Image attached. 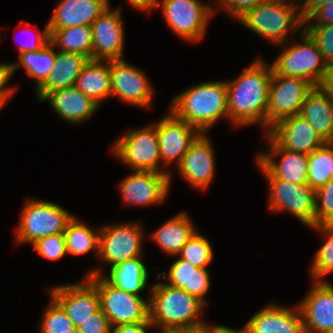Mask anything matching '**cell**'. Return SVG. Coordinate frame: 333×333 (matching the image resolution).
Here are the masks:
<instances>
[{
	"instance_id": "obj_1",
	"label": "cell",
	"mask_w": 333,
	"mask_h": 333,
	"mask_svg": "<svg viewBox=\"0 0 333 333\" xmlns=\"http://www.w3.org/2000/svg\"><path fill=\"white\" fill-rule=\"evenodd\" d=\"M272 75V65L268 67L262 59L257 58L236 80L226 81L228 119L236 126L260 122L266 128Z\"/></svg>"
},
{
	"instance_id": "obj_2",
	"label": "cell",
	"mask_w": 333,
	"mask_h": 333,
	"mask_svg": "<svg viewBox=\"0 0 333 333\" xmlns=\"http://www.w3.org/2000/svg\"><path fill=\"white\" fill-rule=\"evenodd\" d=\"M150 326L182 333L201 332L206 326L198 319L204 303L180 288L167 283L154 284L150 290Z\"/></svg>"
},
{
	"instance_id": "obj_3",
	"label": "cell",
	"mask_w": 333,
	"mask_h": 333,
	"mask_svg": "<svg viewBox=\"0 0 333 333\" xmlns=\"http://www.w3.org/2000/svg\"><path fill=\"white\" fill-rule=\"evenodd\" d=\"M170 110L180 119L204 133L220 117L228 118L225 82H206L193 86L175 97Z\"/></svg>"
},
{
	"instance_id": "obj_4",
	"label": "cell",
	"mask_w": 333,
	"mask_h": 333,
	"mask_svg": "<svg viewBox=\"0 0 333 333\" xmlns=\"http://www.w3.org/2000/svg\"><path fill=\"white\" fill-rule=\"evenodd\" d=\"M99 269L88 272L86 278L96 287L100 309L112 327L127 324H150L149 300L112 285ZM102 275V276H101Z\"/></svg>"
},
{
	"instance_id": "obj_5",
	"label": "cell",
	"mask_w": 333,
	"mask_h": 333,
	"mask_svg": "<svg viewBox=\"0 0 333 333\" xmlns=\"http://www.w3.org/2000/svg\"><path fill=\"white\" fill-rule=\"evenodd\" d=\"M298 8L285 0H266L248 11L239 22L275 44H284L289 30L304 28V19L301 11L297 12Z\"/></svg>"
},
{
	"instance_id": "obj_6",
	"label": "cell",
	"mask_w": 333,
	"mask_h": 333,
	"mask_svg": "<svg viewBox=\"0 0 333 333\" xmlns=\"http://www.w3.org/2000/svg\"><path fill=\"white\" fill-rule=\"evenodd\" d=\"M301 34L302 43H295L284 50L272 63L273 70L278 75L302 78L313 87L320 86L326 74L327 64L310 34L304 28Z\"/></svg>"
},
{
	"instance_id": "obj_7",
	"label": "cell",
	"mask_w": 333,
	"mask_h": 333,
	"mask_svg": "<svg viewBox=\"0 0 333 333\" xmlns=\"http://www.w3.org/2000/svg\"><path fill=\"white\" fill-rule=\"evenodd\" d=\"M73 218L58 204L27 199L17 230V242L35 243L38 239L64 233L67 223Z\"/></svg>"
},
{
	"instance_id": "obj_8",
	"label": "cell",
	"mask_w": 333,
	"mask_h": 333,
	"mask_svg": "<svg viewBox=\"0 0 333 333\" xmlns=\"http://www.w3.org/2000/svg\"><path fill=\"white\" fill-rule=\"evenodd\" d=\"M154 125L123 134L115 141L112 149L115 150L116 156L129 164L132 169L134 168V171L170 174L159 169L161 156L156 125Z\"/></svg>"
},
{
	"instance_id": "obj_9",
	"label": "cell",
	"mask_w": 333,
	"mask_h": 333,
	"mask_svg": "<svg viewBox=\"0 0 333 333\" xmlns=\"http://www.w3.org/2000/svg\"><path fill=\"white\" fill-rule=\"evenodd\" d=\"M260 169L270 182L269 205L271 210H288L306 226H315V191L308 185H296L275 178L258 160Z\"/></svg>"
},
{
	"instance_id": "obj_10",
	"label": "cell",
	"mask_w": 333,
	"mask_h": 333,
	"mask_svg": "<svg viewBox=\"0 0 333 333\" xmlns=\"http://www.w3.org/2000/svg\"><path fill=\"white\" fill-rule=\"evenodd\" d=\"M312 88L302 78L278 75L273 70L266 109V131L280 120L300 114L305 97Z\"/></svg>"
},
{
	"instance_id": "obj_11",
	"label": "cell",
	"mask_w": 333,
	"mask_h": 333,
	"mask_svg": "<svg viewBox=\"0 0 333 333\" xmlns=\"http://www.w3.org/2000/svg\"><path fill=\"white\" fill-rule=\"evenodd\" d=\"M99 257L111 267L126 260L141 257L142 229L127 223L99 228Z\"/></svg>"
},
{
	"instance_id": "obj_12",
	"label": "cell",
	"mask_w": 333,
	"mask_h": 333,
	"mask_svg": "<svg viewBox=\"0 0 333 333\" xmlns=\"http://www.w3.org/2000/svg\"><path fill=\"white\" fill-rule=\"evenodd\" d=\"M162 12L172 30L183 39L199 41L213 13L197 0H163Z\"/></svg>"
},
{
	"instance_id": "obj_13",
	"label": "cell",
	"mask_w": 333,
	"mask_h": 333,
	"mask_svg": "<svg viewBox=\"0 0 333 333\" xmlns=\"http://www.w3.org/2000/svg\"><path fill=\"white\" fill-rule=\"evenodd\" d=\"M111 96L138 107H149L152 87L144 73L123 59L110 60Z\"/></svg>"
},
{
	"instance_id": "obj_14",
	"label": "cell",
	"mask_w": 333,
	"mask_h": 333,
	"mask_svg": "<svg viewBox=\"0 0 333 333\" xmlns=\"http://www.w3.org/2000/svg\"><path fill=\"white\" fill-rule=\"evenodd\" d=\"M92 27V60L122 59L124 28L119 8L105 9Z\"/></svg>"
},
{
	"instance_id": "obj_15",
	"label": "cell",
	"mask_w": 333,
	"mask_h": 333,
	"mask_svg": "<svg viewBox=\"0 0 333 333\" xmlns=\"http://www.w3.org/2000/svg\"><path fill=\"white\" fill-rule=\"evenodd\" d=\"M50 293L76 328L100 309L98 291L87 278L82 284L72 283L51 288Z\"/></svg>"
},
{
	"instance_id": "obj_16",
	"label": "cell",
	"mask_w": 333,
	"mask_h": 333,
	"mask_svg": "<svg viewBox=\"0 0 333 333\" xmlns=\"http://www.w3.org/2000/svg\"><path fill=\"white\" fill-rule=\"evenodd\" d=\"M313 288L298 305L305 333H333V286L315 281Z\"/></svg>"
},
{
	"instance_id": "obj_17",
	"label": "cell",
	"mask_w": 333,
	"mask_h": 333,
	"mask_svg": "<svg viewBox=\"0 0 333 333\" xmlns=\"http://www.w3.org/2000/svg\"><path fill=\"white\" fill-rule=\"evenodd\" d=\"M156 131L162 163L167 165L177 159V167L191 143L200 134L194 126L178 118L171 110L169 115L156 125Z\"/></svg>"
},
{
	"instance_id": "obj_18",
	"label": "cell",
	"mask_w": 333,
	"mask_h": 333,
	"mask_svg": "<svg viewBox=\"0 0 333 333\" xmlns=\"http://www.w3.org/2000/svg\"><path fill=\"white\" fill-rule=\"evenodd\" d=\"M170 174L149 171H134L120 184L124 202L136 205H151L164 201L170 187Z\"/></svg>"
},
{
	"instance_id": "obj_19",
	"label": "cell",
	"mask_w": 333,
	"mask_h": 333,
	"mask_svg": "<svg viewBox=\"0 0 333 333\" xmlns=\"http://www.w3.org/2000/svg\"><path fill=\"white\" fill-rule=\"evenodd\" d=\"M267 133L282 148L307 155L325 143L299 114L280 120Z\"/></svg>"
},
{
	"instance_id": "obj_20",
	"label": "cell",
	"mask_w": 333,
	"mask_h": 333,
	"mask_svg": "<svg viewBox=\"0 0 333 333\" xmlns=\"http://www.w3.org/2000/svg\"><path fill=\"white\" fill-rule=\"evenodd\" d=\"M207 136L200 133L191 143L178 168L189 184L205 189L213 178L214 154Z\"/></svg>"
},
{
	"instance_id": "obj_21",
	"label": "cell",
	"mask_w": 333,
	"mask_h": 333,
	"mask_svg": "<svg viewBox=\"0 0 333 333\" xmlns=\"http://www.w3.org/2000/svg\"><path fill=\"white\" fill-rule=\"evenodd\" d=\"M271 153L258 155L257 160L277 179L296 185L307 184L308 155L282 148L267 132ZM282 155L280 163L273 156Z\"/></svg>"
},
{
	"instance_id": "obj_22",
	"label": "cell",
	"mask_w": 333,
	"mask_h": 333,
	"mask_svg": "<svg viewBox=\"0 0 333 333\" xmlns=\"http://www.w3.org/2000/svg\"><path fill=\"white\" fill-rule=\"evenodd\" d=\"M270 304L245 324L248 333H305L301 311Z\"/></svg>"
},
{
	"instance_id": "obj_23",
	"label": "cell",
	"mask_w": 333,
	"mask_h": 333,
	"mask_svg": "<svg viewBox=\"0 0 333 333\" xmlns=\"http://www.w3.org/2000/svg\"><path fill=\"white\" fill-rule=\"evenodd\" d=\"M109 0H62L48 21V29L91 26L109 7Z\"/></svg>"
},
{
	"instance_id": "obj_24",
	"label": "cell",
	"mask_w": 333,
	"mask_h": 333,
	"mask_svg": "<svg viewBox=\"0 0 333 333\" xmlns=\"http://www.w3.org/2000/svg\"><path fill=\"white\" fill-rule=\"evenodd\" d=\"M324 142H333V94L321 86L306 95L300 114Z\"/></svg>"
},
{
	"instance_id": "obj_25",
	"label": "cell",
	"mask_w": 333,
	"mask_h": 333,
	"mask_svg": "<svg viewBox=\"0 0 333 333\" xmlns=\"http://www.w3.org/2000/svg\"><path fill=\"white\" fill-rule=\"evenodd\" d=\"M88 60L89 58L77 53L56 51L53 69L46 80L36 88L38 98L43 100L53 91L75 86L77 77Z\"/></svg>"
},
{
	"instance_id": "obj_26",
	"label": "cell",
	"mask_w": 333,
	"mask_h": 333,
	"mask_svg": "<svg viewBox=\"0 0 333 333\" xmlns=\"http://www.w3.org/2000/svg\"><path fill=\"white\" fill-rule=\"evenodd\" d=\"M44 100H49L56 113L62 119L71 123L85 121L92 116L99 106L75 86L53 91Z\"/></svg>"
},
{
	"instance_id": "obj_27",
	"label": "cell",
	"mask_w": 333,
	"mask_h": 333,
	"mask_svg": "<svg viewBox=\"0 0 333 333\" xmlns=\"http://www.w3.org/2000/svg\"><path fill=\"white\" fill-rule=\"evenodd\" d=\"M89 59L79 76L75 87L98 105L107 97H111L110 60Z\"/></svg>"
},
{
	"instance_id": "obj_28",
	"label": "cell",
	"mask_w": 333,
	"mask_h": 333,
	"mask_svg": "<svg viewBox=\"0 0 333 333\" xmlns=\"http://www.w3.org/2000/svg\"><path fill=\"white\" fill-rule=\"evenodd\" d=\"M196 231L187 214L181 213L162 224L152 238L165 252L177 255Z\"/></svg>"
},
{
	"instance_id": "obj_29",
	"label": "cell",
	"mask_w": 333,
	"mask_h": 333,
	"mask_svg": "<svg viewBox=\"0 0 333 333\" xmlns=\"http://www.w3.org/2000/svg\"><path fill=\"white\" fill-rule=\"evenodd\" d=\"M112 285L134 295L144 290L148 273L141 257L126 260L110 268L109 277H105Z\"/></svg>"
},
{
	"instance_id": "obj_30",
	"label": "cell",
	"mask_w": 333,
	"mask_h": 333,
	"mask_svg": "<svg viewBox=\"0 0 333 333\" xmlns=\"http://www.w3.org/2000/svg\"><path fill=\"white\" fill-rule=\"evenodd\" d=\"M50 42L63 52L77 53L92 59V27L73 26L64 29H49Z\"/></svg>"
},
{
	"instance_id": "obj_31",
	"label": "cell",
	"mask_w": 333,
	"mask_h": 333,
	"mask_svg": "<svg viewBox=\"0 0 333 333\" xmlns=\"http://www.w3.org/2000/svg\"><path fill=\"white\" fill-rule=\"evenodd\" d=\"M55 46L49 42L39 51H26L19 55V61L9 63L10 78L19 66H24L26 73L36 78L37 88L46 80L49 72L53 69L55 61Z\"/></svg>"
},
{
	"instance_id": "obj_32",
	"label": "cell",
	"mask_w": 333,
	"mask_h": 333,
	"mask_svg": "<svg viewBox=\"0 0 333 333\" xmlns=\"http://www.w3.org/2000/svg\"><path fill=\"white\" fill-rule=\"evenodd\" d=\"M99 233L100 229L93 231L73 216L64 231L67 254L82 255L92 249L99 254Z\"/></svg>"
},
{
	"instance_id": "obj_33",
	"label": "cell",
	"mask_w": 333,
	"mask_h": 333,
	"mask_svg": "<svg viewBox=\"0 0 333 333\" xmlns=\"http://www.w3.org/2000/svg\"><path fill=\"white\" fill-rule=\"evenodd\" d=\"M333 179V142H325L308 155L307 184L318 190Z\"/></svg>"
},
{
	"instance_id": "obj_34",
	"label": "cell",
	"mask_w": 333,
	"mask_h": 333,
	"mask_svg": "<svg viewBox=\"0 0 333 333\" xmlns=\"http://www.w3.org/2000/svg\"><path fill=\"white\" fill-rule=\"evenodd\" d=\"M314 230L322 231L327 236L326 242L314 256L311 274L315 281H323L324 276L333 273V224L315 225Z\"/></svg>"
},
{
	"instance_id": "obj_35",
	"label": "cell",
	"mask_w": 333,
	"mask_h": 333,
	"mask_svg": "<svg viewBox=\"0 0 333 333\" xmlns=\"http://www.w3.org/2000/svg\"><path fill=\"white\" fill-rule=\"evenodd\" d=\"M179 258L198 268H206L213 258L209 240L196 231L179 252Z\"/></svg>"
},
{
	"instance_id": "obj_36",
	"label": "cell",
	"mask_w": 333,
	"mask_h": 333,
	"mask_svg": "<svg viewBox=\"0 0 333 333\" xmlns=\"http://www.w3.org/2000/svg\"><path fill=\"white\" fill-rule=\"evenodd\" d=\"M51 304L44 312L41 332L42 333H79L73 326L61 305L51 297Z\"/></svg>"
},
{
	"instance_id": "obj_37",
	"label": "cell",
	"mask_w": 333,
	"mask_h": 333,
	"mask_svg": "<svg viewBox=\"0 0 333 333\" xmlns=\"http://www.w3.org/2000/svg\"><path fill=\"white\" fill-rule=\"evenodd\" d=\"M315 199V225L333 224V179L315 191Z\"/></svg>"
},
{
	"instance_id": "obj_38",
	"label": "cell",
	"mask_w": 333,
	"mask_h": 333,
	"mask_svg": "<svg viewBox=\"0 0 333 333\" xmlns=\"http://www.w3.org/2000/svg\"><path fill=\"white\" fill-rule=\"evenodd\" d=\"M304 29L315 40L327 65L333 63V24L305 25Z\"/></svg>"
},
{
	"instance_id": "obj_39",
	"label": "cell",
	"mask_w": 333,
	"mask_h": 333,
	"mask_svg": "<svg viewBox=\"0 0 333 333\" xmlns=\"http://www.w3.org/2000/svg\"><path fill=\"white\" fill-rule=\"evenodd\" d=\"M32 245L36 252L48 260H58L67 254L64 233L40 238Z\"/></svg>"
},
{
	"instance_id": "obj_40",
	"label": "cell",
	"mask_w": 333,
	"mask_h": 333,
	"mask_svg": "<svg viewBox=\"0 0 333 333\" xmlns=\"http://www.w3.org/2000/svg\"><path fill=\"white\" fill-rule=\"evenodd\" d=\"M157 275V279L163 275L168 278V285L183 289L190 294L191 263L179 258L171 265L168 276L165 272Z\"/></svg>"
},
{
	"instance_id": "obj_41",
	"label": "cell",
	"mask_w": 333,
	"mask_h": 333,
	"mask_svg": "<svg viewBox=\"0 0 333 333\" xmlns=\"http://www.w3.org/2000/svg\"><path fill=\"white\" fill-rule=\"evenodd\" d=\"M209 273L206 268H198L191 264L190 295L195 296L206 305L204 295L210 287Z\"/></svg>"
},
{
	"instance_id": "obj_42",
	"label": "cell",
	"mask_w": 333,
	"mask_h": 333,
	"mask_svg": "<svg viewBox=\"0 0 333 333\" xmlns=\"http://www.w3.org/2000/svg\"><path fill=\"white\" fill-rule=\"evenodd\" d=\"M112 328L109 319L104 315L103 311L99 309L77 329L79 333H111Z\"/></svg>"
},
{
	"instance_id": "obj_43",
	"label": "cell",
	"mask_w": 333,
	"mask_h": 333,
	"mask_svg": "<svg viewBox=\"0 0 333 333\" xmlns=\"http://www.w3.org/2000/svg\"><path fill=\"white\" fill-rule=\"evenodd\" d=\"M219 7L226 8L229 14L237 17L238 20L244 16L248 11L257 7L259 4L266 0H218Z\"/></svg>"
},
{
	"instance_id": "obj_44",
	"label": "cell",
	"mask_w": 333,
	"mask_h": 333,
	"mask_svg": "<svg viewBox=\"0 0 333 333\" xmlns=\"http://www.w3.org/2000/svg\"><path fill=\"white\" fill-rule=\"evenodd\" d=\"M311 19H314L315 21V24L312 25L333 24V1L317 8L306 20H304V23Z\"/></svg>"
},
{
	"instance_id": "obj_45",
	"label": "cell",
	"mask_w": 333,
	"mask_h": 333,
	"mask_svg": "<svg viewBox=\"0 0 333 333\" xmlns=\"http://www.w3.org/2000/svg\"><path fill=\"white\" fill-rule=\"evenodd\" d=\"M50 42V32L48 29V23L42 33H37L36 38L34 41L21 44L19 46V55L21 53H24L26 51H39L42 49L45 45H47Z\"/></svg>"
},
{
	"instance_id": "obj_46",
	"label": "cell",
	"mask_w": 333,
	"mask_h": 333,
	"mask_svg": "<svg viewBox=\"0 0 333 333\" xmlns=\"http://www.w3.org/2000/svg\"><path fill=\"white\" fill-rule=\"evenodd\" d=\"M9 79V63H0V98H9L15 91V88L5 87Z\"/></svg>"
},
{
	"instance_id": "obj_47",
	"label": "cell",
	"mask_w": 333,
	"mask_h": 333,
	"mask_svg": "<svg viewBox=\"0 0 333 333\" xmlns=\"http://www.w3.org/2000/svg\"><path fill=\"white\" fill-rule=\"evenodd\" d=\"M331 1L333 0H305L300 9L303 19L306 20L317 8Z\"/></svg>"
},
{
	"instance_id": "obj_48",
	"label": "cell",
	"mask_w": 333,
	"mask_h": 333,
	"mask_svg": "<svg viewBox=\"0 0 333 333\" xmlns=\"http://www.w3.org/2000/svg\"><path fill=\"white\" fill-rule=\"evenodd\" d=\"M150 324H127L113 328L112 333H146V329L150 328Z\"/></svg>"
},
{
	"instance_id": "obj_49",
	"label": "cell",
	"mask_w": 333,
	"mask_h": 333,
	"mask_svg": "<svg viewBox=\"0 0 333 333\" xmlns=\"http://www.w3.org/2000/svg\"><path fill=\"white\" fill-rule=\"evenodd\" d=\"M203 333H248L246 326H244L241 330L237 331L226 327L224 325H216V326H205L202 329Z\"/></svg>"
},
{
	"instance_id": "obj_50",
	"label": "cell",
	"mask_w": 333,
	"mask_h": 333,
	"mask_svg": "<svg viewBox=\"0 0 333 333\" xmlns=\"http://www.w3.org/2000/svg\"><path fill=\"white\" fill-rule=\"evenodd\" d=\"M158 0H128L131 5L137 9L148 11L157 8L161 4L157 2Z\"/></svg>"
},
{
	"instance_id": "obj_51",
	"label": "cell",
	"mask_w": 333,
	"mask_h": 333,
	"mask_svg": "<svg viewBox=\"0 0 333 333\" xmlns=\"http://www.w3.org/2000/svg\"><path fill=\"white\" fill-rule=\"evenodd\" d=\"M325 91L333 94V63L327 65L326 74L320 85Z\"/></svg>"
},
{
	"instance_id": "obj_52",
	"label": "cell",
	"mask_w": 333,
	"mask_h": 333,
	"mask_svg": "<svg viewBox=\"0 0 333 333\" xmlns=\"http://www.w3.org/2000/svg\"><path fill=\"white\" fill-rule=\"evenodd\" d=\"M160 333H182V332L177 331V330L162 329V331Z\"/></svg>"
},
{
	"instance_id": "obj_53",
	"label": "cell",
	"mask_w": 333,
	"mask_h": 333,
	"mask_svg": "<svg viewBox=\"0 0 333 333\" xmlns=\"http://www.w3.org/2000/svg\"><path fill=\"white\" fill-rule=\"evenodd\" d=\"M6 100H8V98H0V109L5 104Z\"/></svg>"
}]
</instances>
